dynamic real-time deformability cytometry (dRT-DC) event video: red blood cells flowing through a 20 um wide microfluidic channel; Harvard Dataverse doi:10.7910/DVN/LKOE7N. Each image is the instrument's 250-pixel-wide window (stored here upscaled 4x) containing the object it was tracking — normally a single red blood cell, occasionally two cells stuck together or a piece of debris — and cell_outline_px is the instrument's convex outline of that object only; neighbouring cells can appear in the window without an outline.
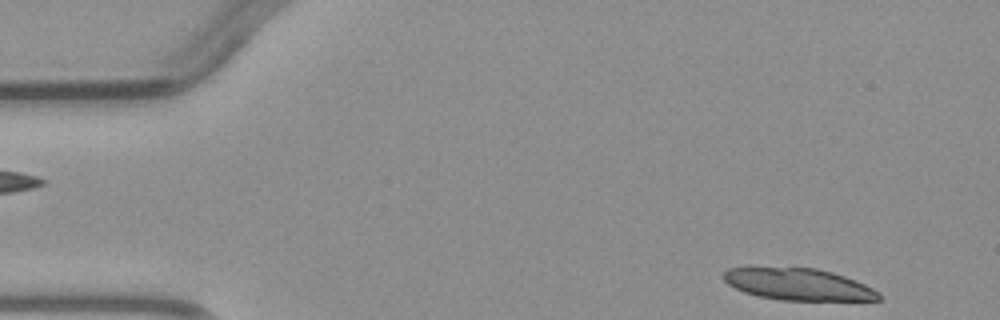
{"species": "common noctule bat (a hibernating species)", "species_latin": "Nyctalus noctula", "temperature_condition": "warm", "stored_images_in_passage": 5, "segment_of_instrument_passage": [2, 2], "camera_frame_rate_fps": 3000, "um_per_image_px": 0.085, "animal": {"sex": "male", "body_mass_g": 23.1, "forearm_length_mm": 52.7}, "frame": {"image": 1, "passage_image": 5, "time_ms": 4.667, "image_size_px": [1000, 320], "cell_outline_px": [[880, 300], [780, 300], [760, 296], [744, 292], [728, 284], [724, 280], [724, 272], [728, 268], [748, 264], [752, 264], [816, 268], [832, 272], [856, 280], [880, 292]], "centroid_in_image_um": [67.76, 24.1], "position_along_channel_um": 17.2, "area_um2": 29.71}}